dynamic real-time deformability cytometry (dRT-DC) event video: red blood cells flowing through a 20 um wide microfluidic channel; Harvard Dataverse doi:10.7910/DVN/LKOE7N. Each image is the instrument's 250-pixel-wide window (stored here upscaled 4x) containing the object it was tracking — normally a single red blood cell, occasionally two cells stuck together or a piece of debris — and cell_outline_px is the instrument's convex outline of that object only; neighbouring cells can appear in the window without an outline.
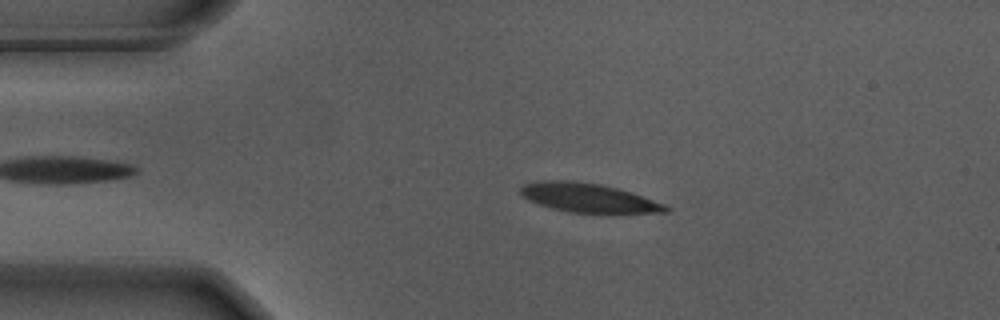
{"species": "Egyptian fruit bat (a non-hibernating species)", "species_latin": "Rousettus aegyptiacus", "temperature_condition": "warm", "stored_images_in_passage": 38, "camera_frame_rate_fps": 3000, "um_per_image_px": 0.085, "animal": {"sex": "male"}, "frame": {"image": 1, "passage_image": 5, "time_ms": 1.333, "image_size_px": [1000, 320], "cell_outline_px": [[672, 208], [668, 212], [616, 216], [568, 212], [552, 208], [528, 200], [520, 192], [520, 188], [524, 184], [536, 180], [576, 180], [600, 184], [632, 192], [664, 204]], "centroid_in_image_um": [50.12, 16.86], "position_along_channel_um": 34.9, "area_um2": 25.78}}
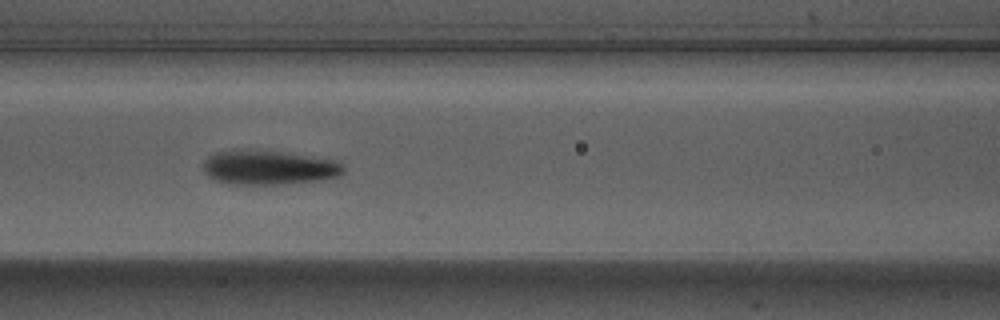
{"frame": {"image": 2, "passage_image": 17, "time_ms": 5.333, "image_size_px": [1000, 320], "cell_outline_px": [[344, 172], [340, 176], [320, 180], [280, 184], [228, 184], [216, 180], [208, 176], [204, 172], [204, 160], [208, 156], [216, 152], [248, 148], [280, 152], [336, 160], [344, 164]], "centroid_in_image_um": [22.84, 14.23], "position_along_channel_um": 143.8, "area_um2": 28.26}}
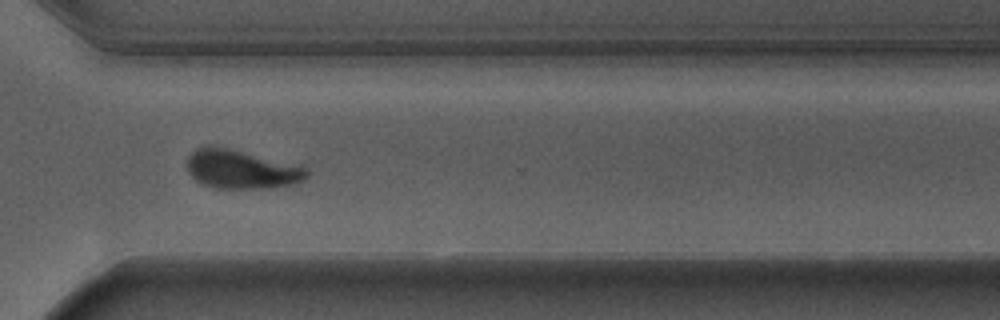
{"frame": {"image": 3, "passage_image": 34, "time_ms": 11.0, "image_size_px": [1000, 320], "cell_outline_px": [[308, 176], [304, 180], [292, 184], [272, 188], [216, 188], [200, 184], [188, 172], [188, 156], [196, 148], [208, 144], [212, 144], [300, 164], [308, 168]], "centroid_in_image_um": [20.54, 14.37], "position_along_channel_um": 350.1, "area_um2": 27.69}, "authors_computed_cell_mechanics": {"area_um2": 27.5417, "velocity_mm_per_s": 3.6471, "shape_relaxation_time_tau1_ms": 2.9067, "shape_relaxation_time_tau2_ms": 1.7754, "deformation_change_tau1": 0.1601, "deformation_change_tau2": 0.0628}}